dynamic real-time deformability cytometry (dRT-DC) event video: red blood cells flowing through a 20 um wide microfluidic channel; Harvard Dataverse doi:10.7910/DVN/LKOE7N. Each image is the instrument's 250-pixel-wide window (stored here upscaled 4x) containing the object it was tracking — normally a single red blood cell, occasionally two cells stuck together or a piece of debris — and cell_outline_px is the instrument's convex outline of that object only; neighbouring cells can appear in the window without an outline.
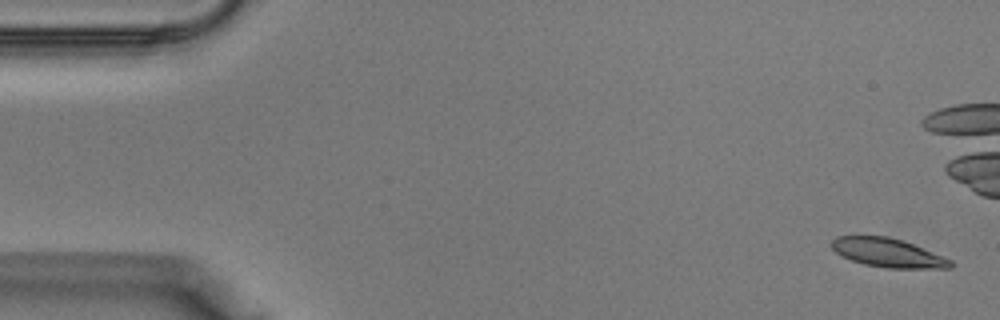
{"species": "Egyptian fruit bat (a non-hibernating species)", "species_latin": "Rousettus aegyptiacus", "temperature_condition": "warm", "stored_images_in_passage": 40, "camera_frame_rate_fps": 3000, "um_per_image_px": 0.085, "animal": {"sex": "male"}, "frame": {"image": 1, "passage_image": 1, "time_ms": 0.0, "image_size_px": [1000, 320], "cell_outline_px": [[952, 268], [888, 268], [864, 264], [852, 260], [836, 252], [832, 248], [832, 240], [836, 236], [888, 236], [912, 244], [952, 260]], "centroid_in_image_um": [75.46, 21.49], "position_along_channel_um": 9.5, "area_um2": 19.59}}
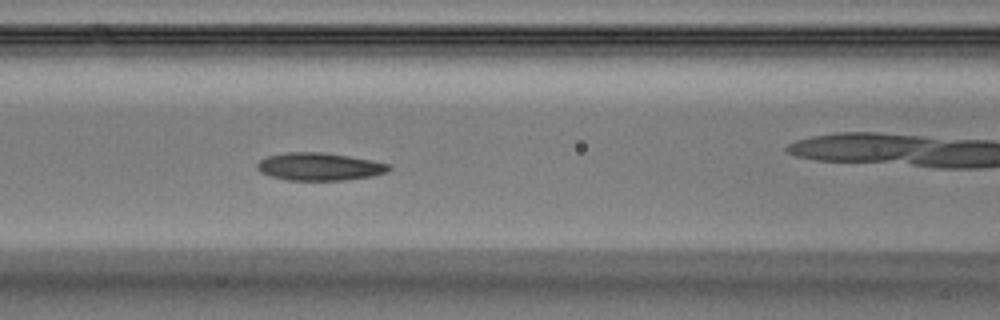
{"frame": {"image": 2, "passage_image": 16, "time_ms": 5.0, "image_size_px": [1000, 320], "cell_outline_px": [[392, 168], [388, 172], [372, 176], [344, 180], [288, 180], [272, 176], [260, 172], [256, 168], [256, 164], [260, 160], [268, 156], [284, 152], [324, 152], [372, 160], [388, 164]], "centroid_in_image_um": [27.15, 14.16], "position_along_channel_um": 139.5, "area_um2": 21.27}}
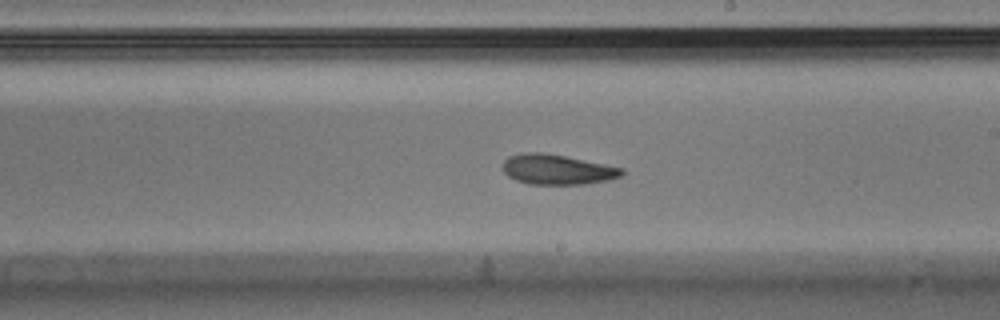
{"frame": {"image": 3, "passage_image": 22, "time_ms": 7.0, "image_size_px": [1000, 320], "cell_outline_px": [[624, 176], [608, 180], [584, 184], [528, 184], [516, 180], [508, 176], [504, 172], [504, 160], [508, 156], [520, 152], [540, 152], [564, 156], [624, 168]], "centroid_in_image_um": [47.37, 14.41], "position_along_channel_um": 241.6, "area_um2": 20.87}}